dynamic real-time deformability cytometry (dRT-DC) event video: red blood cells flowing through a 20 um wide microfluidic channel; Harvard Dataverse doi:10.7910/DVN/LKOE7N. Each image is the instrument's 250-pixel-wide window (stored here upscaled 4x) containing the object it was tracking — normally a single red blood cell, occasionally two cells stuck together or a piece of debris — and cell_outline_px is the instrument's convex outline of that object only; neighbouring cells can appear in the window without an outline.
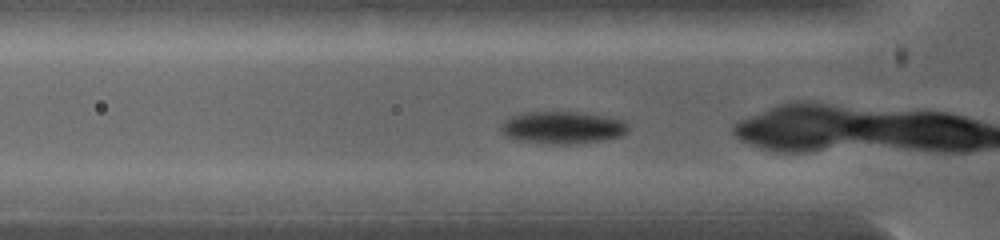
{"species": "common noctule bat (a hibernating species)", "species_latin": "Nyctalus noctula", "temperature_condition": "warm", "stored_images_in_passage": 7, "camera_frame_rate_fps": 5000, "um_per_image_px": 0.085, "animal": {"sex": "female", "body_mass_g": 19.0, "forearm_length_mm": 53.3}, "frame": {"image": 1, "passage_image": 2, "time_ms": 0.2, "image_size_px": [1000, 240], "cell_outline_px": [[628, 132], [620, 136], [596, 140], [568, 144], [556, 144], [528, 140], [508, 136], [500, 128], [504, 120], [512, 116], [528, 112], [576, 112], [604, 116], [624, 120], [628, 124]], "centroid_in_image_um": [47.87, 10.81], "position_along_channel_um": 77.9, "area_um2": 23.12}}
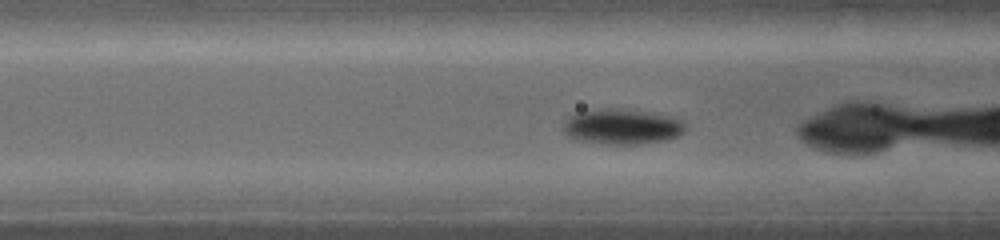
{"frame": {"image": 2, "passage_image": 5, "time_ms": 0.8, "image_size_px": [1000, 240], "cell_outline_px": [[684, 128], [676, 136], [664, 140], [640, 144], [600, 144], [576, 140], [568, 136], [564, 132], [564, 120], [568, 116], [580, 112], [600, 108], [616, 108], [672, 116], [680, 120], [684, 124]], "centroid_in_image_um": [52.79, 10.77], "position_along_channel_um": 113.8, "area_um2": 24.97}}